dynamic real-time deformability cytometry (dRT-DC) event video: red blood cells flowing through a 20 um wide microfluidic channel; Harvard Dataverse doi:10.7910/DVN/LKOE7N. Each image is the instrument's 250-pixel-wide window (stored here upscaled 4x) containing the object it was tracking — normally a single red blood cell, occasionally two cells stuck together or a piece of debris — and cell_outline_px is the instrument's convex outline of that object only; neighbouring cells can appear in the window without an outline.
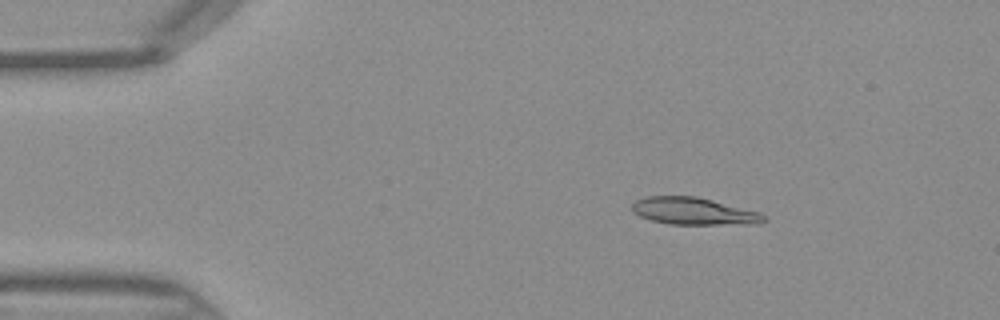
{"species": "Egyptian fruit bat (a non-hibernating species)", "species_latin": "Rousettus aegyptiacus", "temperature_condition": "warm", "stored_images_in_passage": 44, "camera_frame_rate_fps": 3000, "um_per_image_px": 0.085, "frame": {"image": 1, "passage_image": 6, "time_ms": 1.667, "image_size_px": [1000, 320], "cell_outline_px": [[768, 220], [760, 224], [668, 224], [652, 220], [640, 216], [632, 212], [632, 204], [636, 200], [648, 196], [696, 196], [760, 212]], "centroid_in_image_um": [58.98, 17.95], "position_along_channel_um": 26.0, "area_um2": 20.87}}
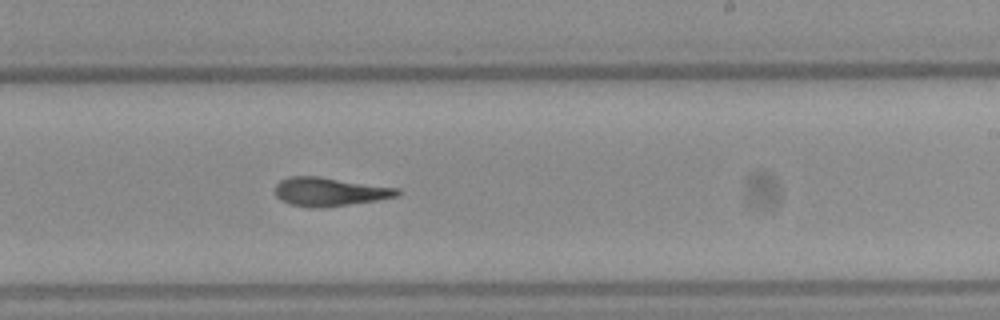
{"frame": {"image": 2, "passage_image": 26, "time_ms": 8.333, "image_size_px": [1000, 320], "cell_outline_px": [[400, 192], [396, 196], [376, 200], [320, 208], [308, 208], [288, 204], [280, 200], [276, 196], [276, 184], [280, 180], [288, 176], [316, 176], [400, 188]], "centroid_in_image_um": [27.96, 16.3], "position_along_channel_um": 261.0, "area_um2": 20.35}}
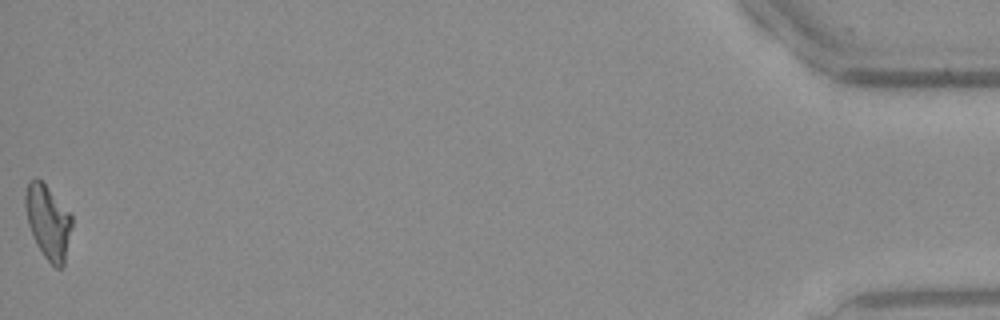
{"frame": {"image": 3, "passage_image": 44, "time_ms": 14.333, "image_size_px": [1000, 320], "cell_outline_px": [[72, 228], [64, 264], [60, 268], [56, 268], [44, 256], [36, 244], [28, 224], [24, 204], [24, 196], [28, 180], [36, 176], [48, 188], [72, 216]], "centroid_in_image_um": [4.06, 18.85], "position_along_channel_um": 431.1, "area_um2": 20.0}}